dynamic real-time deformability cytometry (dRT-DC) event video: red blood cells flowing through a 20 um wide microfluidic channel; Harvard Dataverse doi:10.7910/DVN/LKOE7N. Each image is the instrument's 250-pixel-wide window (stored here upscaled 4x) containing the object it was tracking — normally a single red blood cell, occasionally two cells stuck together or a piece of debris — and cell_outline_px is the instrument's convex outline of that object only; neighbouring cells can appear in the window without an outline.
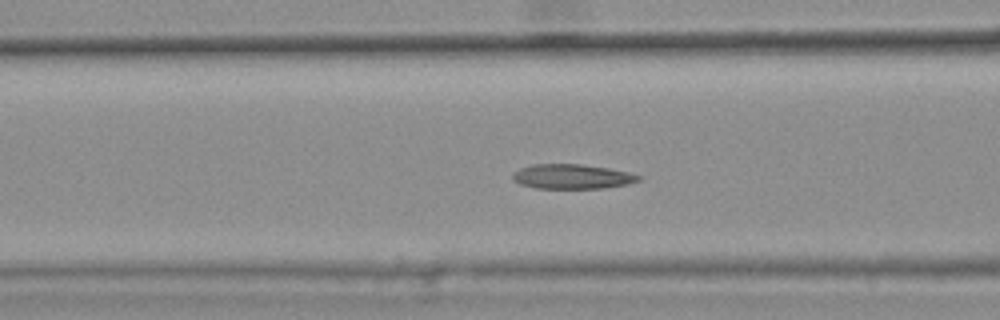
{"species": "common noctule bat (a hibernating species)", "species_latin": "Nyctalus noctula", "temperature_condition": "warm", "stored_images_in_passage": 45, "camera_frame_rate_fps": 3000, "um_per_image_px": 0.085, "animal": {"sex": "female", "body_mass_g": 25.1}, "frame": {"image": 1, "passage_image": 20, "time_ms": 6.333, "image_size_px": [1000, 320], "cell_outline_px": [[644, 176], [640, 180], [628, 184], [604, 188], [536, 188], [520, 184], [512, 180], [512, 172], [520, 168], [532, 164], [584, 164], [608, 168], [628, 172]], "centroid_in_image_um": [48.62, 15.0], "position_along_channel_um": 118.0, "area_um2": 18.26}}